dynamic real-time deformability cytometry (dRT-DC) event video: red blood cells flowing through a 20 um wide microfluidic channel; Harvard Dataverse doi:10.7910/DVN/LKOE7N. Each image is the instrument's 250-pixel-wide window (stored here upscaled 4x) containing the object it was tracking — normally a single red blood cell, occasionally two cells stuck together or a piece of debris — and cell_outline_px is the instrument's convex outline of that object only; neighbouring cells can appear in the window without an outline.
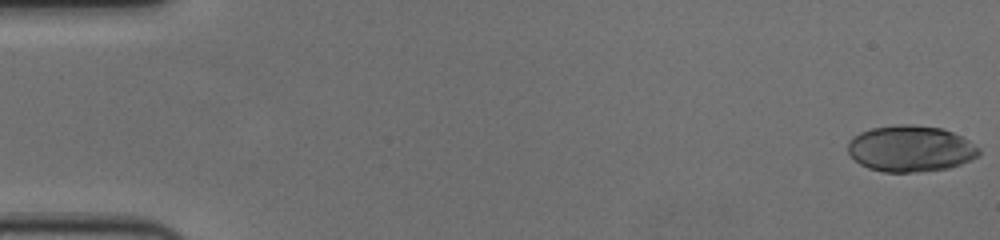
{"species": "human", "species_latin": "Homo sapiens", "temperature_condition": "cold", "stored_images_in_passage": 35, "camera_frame_rate_fps": 3000, "um_per_image_px": 0.085, "donor": {"sex": "female"}, "frame": {"image": 1, "passage_image": 1, "time_ms": 0.0, "image_size_px": [1000, 240], "cell_outline_px": [[980, 156], [960, 164], [948, 168], [916, 172], [884, 172], [868, 168], [860, 164], [848, 152], [848, 144], [852, 136], [860, 132], [872, 128], [896, 124], [912, 124], [940, 128], [952, 132], [968, 140], [980, 148]], "centroid_in_image_um": [77.39, 12.63], "position_along_channel_um": 7.6, "area_um2": 35.32}}
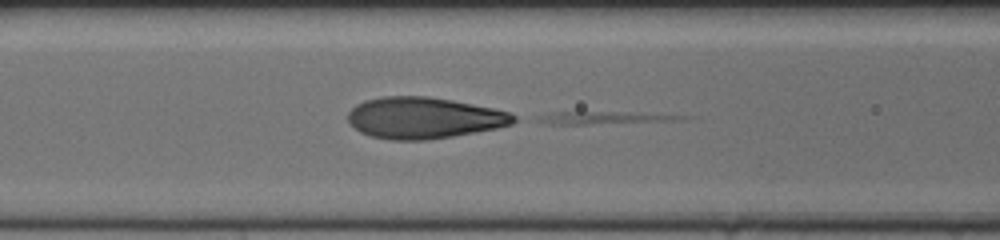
{"frame": {"image": 2, "passage_image": 25, "time_ms": 8.0, "image_size_px": [1000, 240], "cell_outline_px": [[516, 120], [512, 124], [496, 128], [452, 136], [424, 140], [388, 140], [372, 136], [360, 132], [348, 120], [348, 112], [356, 104], [364, 100], [380, 96], [428, 96], [452, 100], [492, 108], [508, 112], [516, 116]], "centroid_in_image_um": [35.99, 10.01], "position_along_channel_um": 130.6, "area_um2": 39.77}}
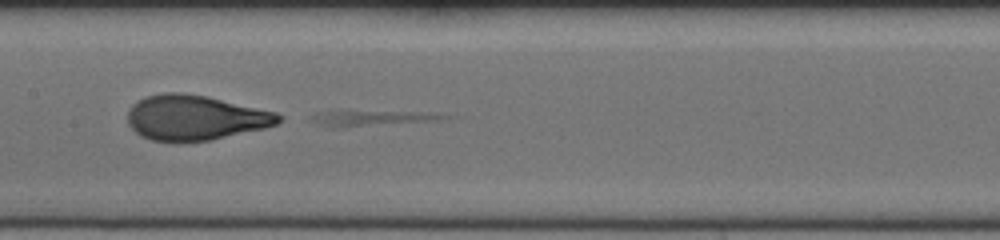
{"frame": {"image": 3, "passage_image": 30, "time_ms": 9.667, "image_size_px": [1000, 240], "cell_outline_px": [[284, 120], [276, 124], [264, 128], [212, 140], [180, 144], [152, 140], [140, 136], [128, 124], [128, 112], [132, 104], [144, 96], [164, 92], [184, 92], [208, 96], [276, 112], [284, 116]], "centroid_in_image_um": [16.58, 10.01], "position_along_channel_um": 190.8, "area_um2": 40.46}}